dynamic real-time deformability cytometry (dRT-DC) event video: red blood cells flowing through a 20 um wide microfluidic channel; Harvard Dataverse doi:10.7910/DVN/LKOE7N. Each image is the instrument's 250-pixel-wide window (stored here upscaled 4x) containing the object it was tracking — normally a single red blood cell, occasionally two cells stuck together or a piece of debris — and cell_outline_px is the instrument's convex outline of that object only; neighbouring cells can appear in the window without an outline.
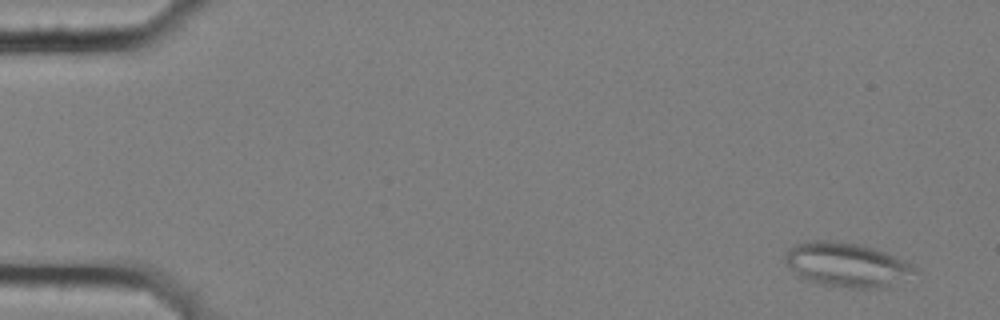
{"species": "common noctule bat (a hibernating species)", "species_latin": "Nyctalus noctula", "temperature_condition": "cold", "stored_images_in_passage": 4, "camera_frame_rate_fps": 3000, "um_per_image_px": 0.085, "animal": {"sex": "female", "body_mass_g": 25.1}, "frame": {"image": 1, "passage_image": 1, "time_ms": 0.0, "image_size_px": [1000, 320], "cell_outline_px": [[920, 272], [884, 288], [848, 288], [816, 284], [796, 276], [784, 260], [784, 256], [788, 248], [792, 244], [808, 240], [832, 240], [860, 244], [876, 248], [916, 264]], "centroid_in_image_um": [71.98, 22.49], "position_along_channel_um": 13.0, "area_um2": 34.45}}